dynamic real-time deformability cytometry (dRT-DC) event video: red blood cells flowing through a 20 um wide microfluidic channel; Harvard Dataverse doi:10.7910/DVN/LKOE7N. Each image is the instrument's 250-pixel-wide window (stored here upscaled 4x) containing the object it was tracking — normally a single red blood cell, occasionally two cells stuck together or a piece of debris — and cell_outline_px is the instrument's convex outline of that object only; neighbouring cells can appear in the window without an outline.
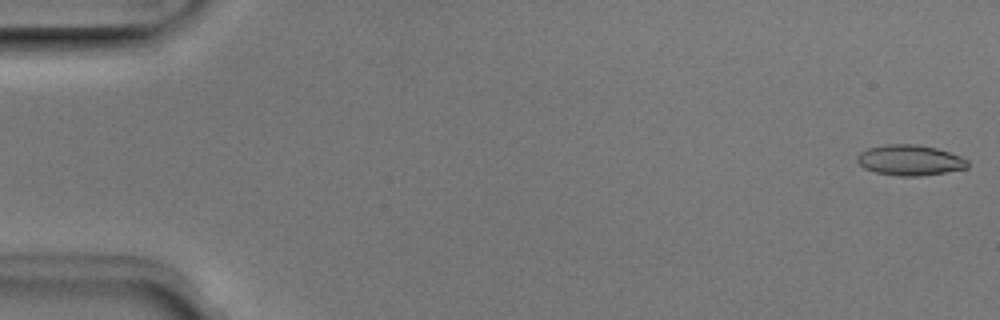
{"species": "Egyptian fruit bat (a non-hibernating species)", "species_latin": "Rousettus aegyptiacus", "temperature_condition": "room temperature", "stored_images_in_passage": 50, "camera_frame_rate_fps": 3000, "um_per_image_px": 0.085, "animal": {"sex": "male"}, "frame": {"image": 1, "passage_image": 1, "time_ms": 0.0, "image_size_px": [1000, 320], "cell_outline_px": [[968, 168], [920, 176], [900, 176], [876, 172], [864, 168], [856, 160], [856, 156], [860, 152], [868, 148], [884, 144], [916, 144], [936, 148], [960, 156], [968, 160]], "centroid_in_image_um": [77.32, 13.61], "position_along_channel_um": 7.7, "area_um2": 19.59}}
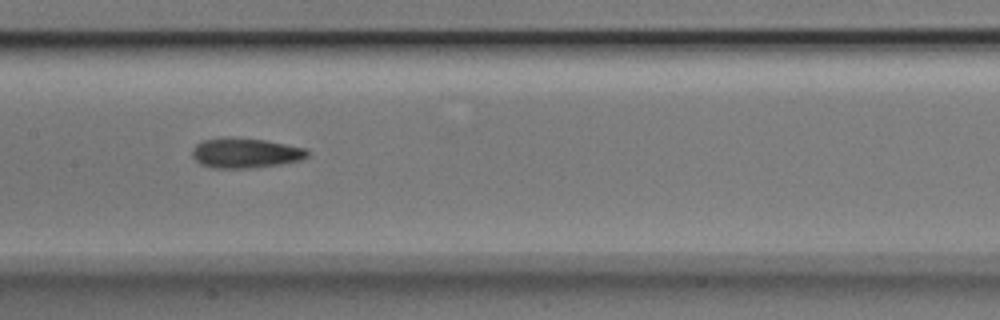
{"frame": {"image": 2, "passage_image": 25, "time_ms": 8.0, "image_size_px": [1000, 320], "cell_outline_px": [[308, 156], [300, 160], [280, 164], [248, 168], [212, 168], [200, 164], [192, 156], [192, 148], [200, 140], [224, 136], [232, 136], [264, 140], [304, 148], [308, 152]], "centroid_in_image_um": [20.77, 12.99], "position_along_channel_um": 186.6, "area_um2": 20.29}}
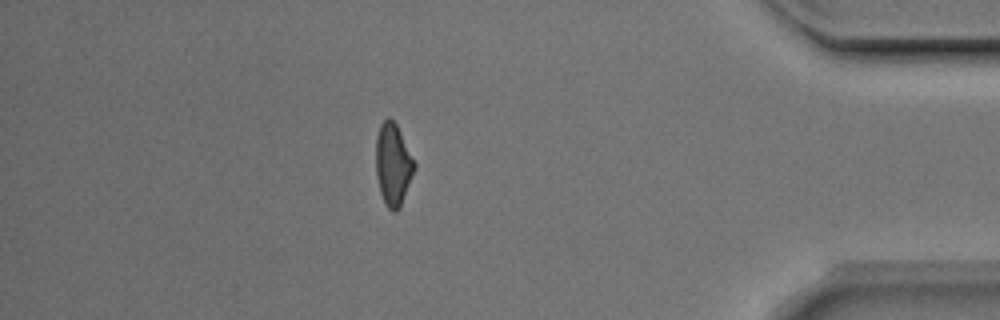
{"frame": {"image": 3, "passage_image": 44, "time_ms": 14.333, "image_size_px": [1000, 320], "cell_outline_px": [[416, 168], [400, 208], [396, 212], [392, 212], [384, 204], [380, 192], [376, 172], [376, 136], [380, 124], [388, 116], [396, 124], [416, 164]], "centroid_in_image_um": [33.41, 14.01], "position_along_channel_um": 401.8, "area_um2": 18.5}, "authors_computed_cell_mechanics": {"area_um2": 19.1029, "velocity_mm_per_s": 4.0433, "shape_relaxation_time_tau1_ms": 4.303, "shape_relaxation_time_tau2_ms": 3.2382, "deformation_change_tau1": 0.1636, "deformation_change_tau2": 0.1281}}